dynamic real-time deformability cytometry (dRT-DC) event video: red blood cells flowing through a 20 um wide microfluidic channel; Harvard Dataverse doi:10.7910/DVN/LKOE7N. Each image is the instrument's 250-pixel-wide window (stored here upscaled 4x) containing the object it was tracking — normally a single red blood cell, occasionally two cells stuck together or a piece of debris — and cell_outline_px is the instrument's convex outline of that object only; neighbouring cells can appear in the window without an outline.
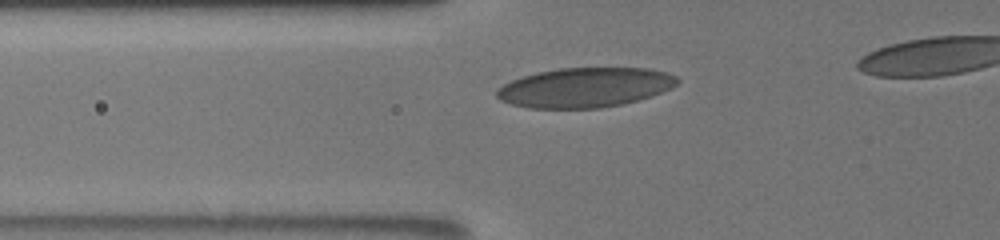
{"species": "human", "species_latin": "Homo sapiens", "temperature_condition": "room temperature", "stored_images_in_passage": 8, "camera_frame_rate_fps": 3000, "um_per_image_px": 0.085, "donor": {"sex": "male"}, "frame": {"image": 1, "passage_image": 5, "time_ms": 2.667, "image_size_px": [1000, 240], "cell_outline_px": [[680, 80], [676, 84], [660, 92], [636, 100], [620, 104], [600, 108], [528, 108], [512, 104], [500, 100], [496, 96], [496, 92], [504, 84], [512, 80], [536, 72], [560, 68], [648, 68], [668, 72], [676, 76]], "centroid_in_image_um": [49.7, 7.43], "position_along_channel_um": 76.1, "area_um2": 41.38}}
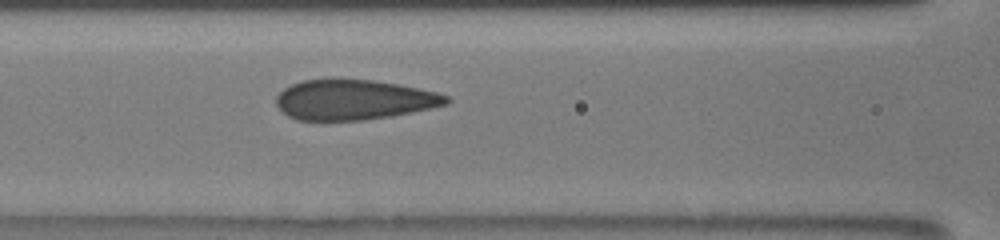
{"frame": {"image": 2, "passage_image": 8, "time_ms": 4.333, "image_size_px": [1000, 240], "cell_outline_px": [[452, 100], [448, 104], [432, 108], [392, 116], [364, 120], [296, 120], [288, 116], [276, 104], [276, 96], [284, 88], [292, 84], [304, 80], [372, 80], [396, 84], [436, 92], [448, 96]], "centroid_in_image_um": [30.09, 8.5], "position_along_channel_um": 136.5, "area_um2": 39.42}}